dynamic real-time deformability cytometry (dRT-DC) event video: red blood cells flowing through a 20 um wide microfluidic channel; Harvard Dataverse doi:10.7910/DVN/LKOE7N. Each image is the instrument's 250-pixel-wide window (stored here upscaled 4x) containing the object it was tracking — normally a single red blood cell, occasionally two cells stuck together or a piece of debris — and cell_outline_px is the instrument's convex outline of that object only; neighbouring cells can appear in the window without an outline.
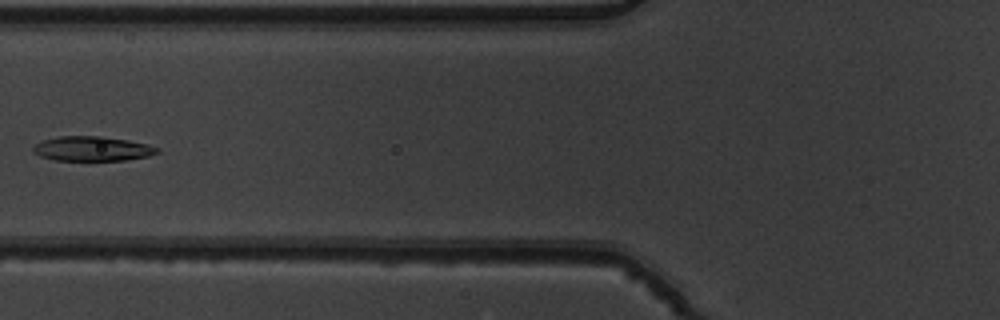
{"species": "common noctule bat (a hibernating species)", "species_latin": "Nyctalus noctula", "temperature_condition": "warm", "stored_images_in_passage": 4, "camera_frame_rate_fps": 3000, "um_per_image_px": 0.085, "animal": {"sex": "male", "body_mass_g": 19.5, "forearm_length_mm": 54.6}, "frame": {"image": 1, "passage_image": 4, "time_ms": 1.0, "image_size_px": [1000, 320], "cell_outline_px": [[160, 152], [148, 156], [124, 160], [56, 160], [40, 156], [32, 152], [32, 148], [36, 144], [44, 140], [60, 136], [104, 136], [128, 140], [148, 144], [160, 148]], "centroid_in_image_um": [7.87, 12.63], "position_along_channel_um": 117.9, "area_um2": 17.8}}